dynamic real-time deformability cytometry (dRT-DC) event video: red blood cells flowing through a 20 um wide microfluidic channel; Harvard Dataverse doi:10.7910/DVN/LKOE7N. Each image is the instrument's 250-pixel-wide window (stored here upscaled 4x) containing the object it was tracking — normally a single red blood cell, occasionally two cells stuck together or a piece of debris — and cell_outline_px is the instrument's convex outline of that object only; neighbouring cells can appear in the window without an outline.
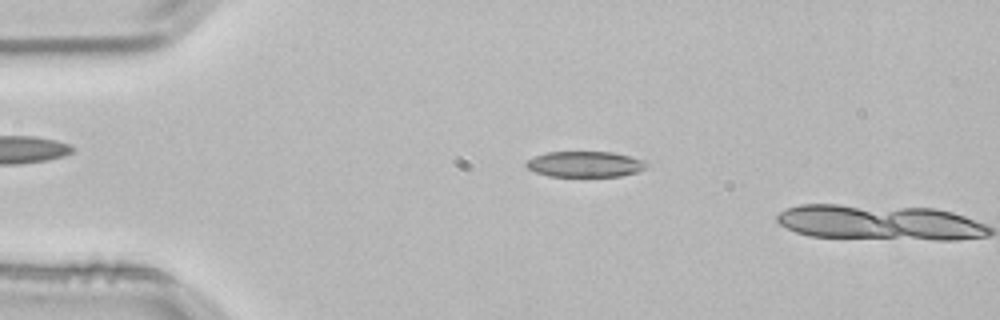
{"species": "common noctule bat (a hibernating species)", "species_latin": "Nyctalus noctula", "temperature_condition": "room temperature", "stored_images_in_passage": 4, "segment_of_instrument_passage": [2, 2], "camera_frame_rate_fps": 3000, "um_per_image_px": 0.085, "animal": {"sex": "male", "body_mass_g": 21.5, "forearm_length_mm": 52.0}, "frame": {"image": 1, "passage_image": 3, "time_ms": 0.667, "image_size_px": [1000, 320], "cell_outline_px": [[648, 164], [644, 168], [636, 172], [620, 176], [548, 176], [536, 172], [528, 168], [524, 164], [528, 160], [544, 152], [612, 152], [632, 156], [644, 160]], "centroid_in_image_um": [49.73, 13.95], "position_along_channel_um": 35.3, "area_um2": 17.98}}